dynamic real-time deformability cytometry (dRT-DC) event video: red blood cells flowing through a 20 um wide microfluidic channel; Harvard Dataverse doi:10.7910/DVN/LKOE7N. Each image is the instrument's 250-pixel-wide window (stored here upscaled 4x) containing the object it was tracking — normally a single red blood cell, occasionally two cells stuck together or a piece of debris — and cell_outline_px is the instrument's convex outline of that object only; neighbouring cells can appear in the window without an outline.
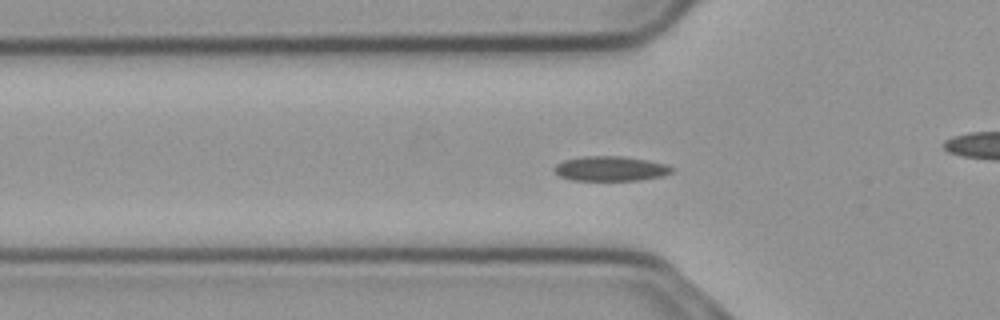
{"species": "common noctule bat (a hibernating species)", "species_latin": "Nyctalus noctula", "temperature_condition": "cold", "stored_images_in_passage": 56, "camera_frame_rate_fps": 3000, "um_per_image_px": 0.085, "animal": {"sex": "male", "body_mass_g": 23.1, "forearm_length_mm": 52.7}, "frame": {"image": 1, "passage_image": 18, "time_ms": 5.667, "image_size_px": [1000, 320], "cell_outline_px": [[676, 168], [672, 172], [664, 176], [640, 180], [572, 180], [560, 176], [552, 168], [556, 164], [564, 160], [584, 156], [624, 156], [648, 160], [668, 164]], "centroid_in_image_um": [51.95, 14.33], "position_along_channel_um": 73.8, "area_um2": 17.17}}
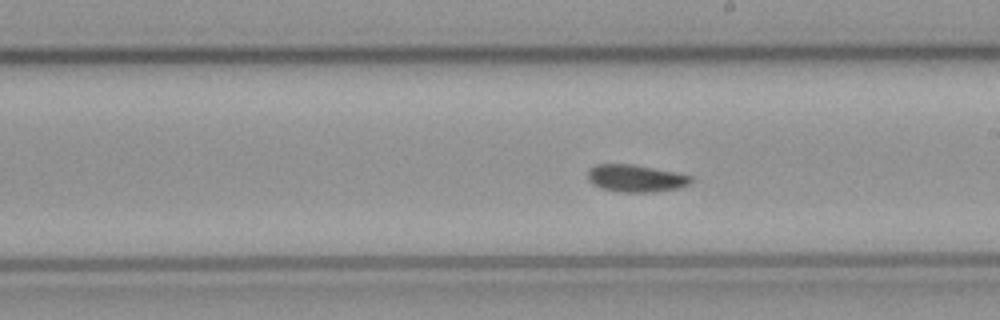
{"frame": {"image": 2, "passage_image": 31, "time_ms": 10.0, "image_size_px": [1000, 320], "cell_outline_px": [[692, 180], [688, 184], [680, 188], [656, 192], [620, 192], [600, 188], [592, 184], [588, 180], [588, 172], [596, 164], [632, 164], [676, 172], [692, 176]], "centroid_in_image_um": [54.05, 15.16], "position_along_channel_um": 235.0, "area_um2": 16.47}}
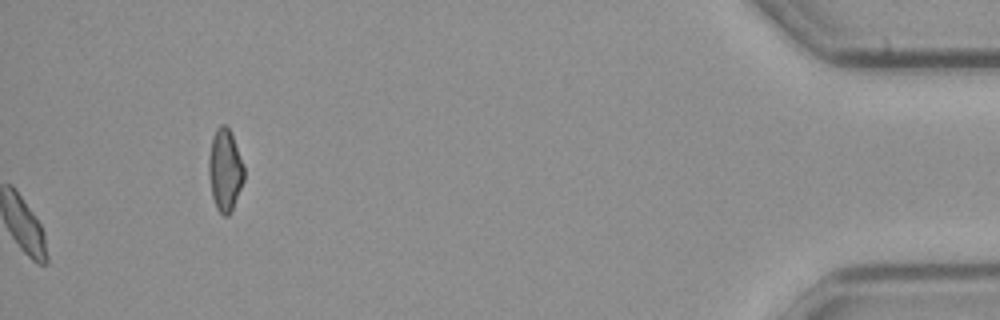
{"frame": {"image": 3, "passage_image": 56, "time_ms": 18.333, "image_size_px": [1000, 320], "cell_outline_px": [[244, 180], [232, 208], [228, 216], [224, 216], [216, 208], [212, 196], [208, 172], [208, 160], [212, 140], [216, 128], [220, 124], [224, 124], [228, 128], [232, 136], [244, 164]], "centroid_in_image_um": [19.12, 14.45], "position_along_channel_um": 416.1, "area_um2": 16.7}, "authors_computed_cell_mechanics": {"area_um2": 16.1551, "velocity_mm_per_s": 3.6943, "shape_relaxation_time_tau1_ms": 5.8004, "shape_relaxation_time_tau2_ms": null, "deformation_change_tau1": 0.1118, "deformation_change_tau2": null}}